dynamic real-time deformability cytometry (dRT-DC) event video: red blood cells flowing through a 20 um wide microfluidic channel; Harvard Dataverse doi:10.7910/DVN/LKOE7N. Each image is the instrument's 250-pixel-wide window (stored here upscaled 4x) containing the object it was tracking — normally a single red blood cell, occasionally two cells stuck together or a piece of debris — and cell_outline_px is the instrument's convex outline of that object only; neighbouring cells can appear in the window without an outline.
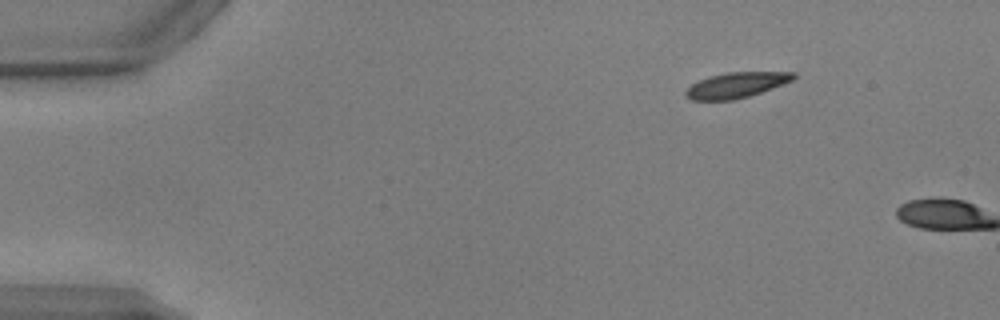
{"species": "common noctule bat (a hibernating species)", "species_latin": "Nyctalus noctula", "temperature_condition": "warm", "stored_images_in_passage": 2, "camera_frame_rate_fps": 3000, "um_per_image_px": 0.085, "animal": {"sex": "male", "body_mass_g": 17.9, "forearm_length_mm": 54.2}, "frame": {"image": 1, "passage_image": 1, "time_ms": 0.0, "image_size_px": [1000, 320], "cell_outline_px": [[796, 76], [792, 80], [760, 92], [748, 96], [732, 100], [692, 100], [684, 96], [684, 92], [692, 84], [708, 76], [728, 72], [796, 72]], "centroid_in_image_um": [62.54, 7.23], "position_along_channel_um": 22.5, "area_um2": 15.78}}